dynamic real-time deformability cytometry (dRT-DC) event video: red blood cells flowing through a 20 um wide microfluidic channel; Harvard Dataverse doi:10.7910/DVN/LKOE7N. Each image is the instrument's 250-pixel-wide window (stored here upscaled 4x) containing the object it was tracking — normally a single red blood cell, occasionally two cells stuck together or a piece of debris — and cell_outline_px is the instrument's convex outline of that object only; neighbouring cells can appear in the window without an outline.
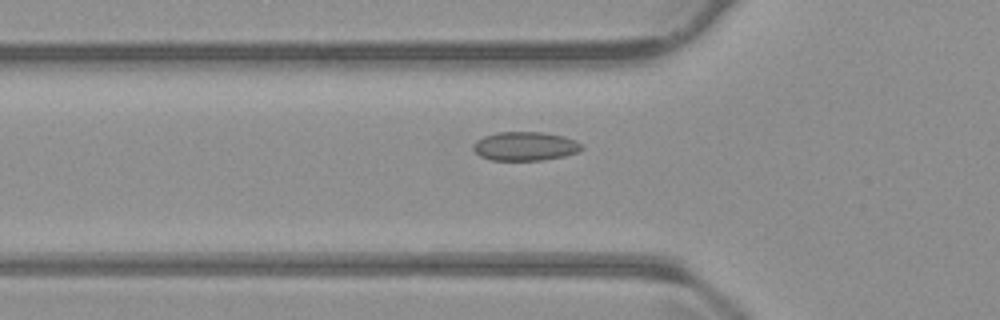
{"species": "common noctule bat (a hibernating species)", "species_latin": "Nyctalus noctula", "temperature_condition": "warm", "stored_images_in_passage": 40, "camera_frame_rate_fps": 3000, "um_per_image_px": 0.085, "animal": {"sex": "male", "body_mass_g": 23.1, "forearm_length_mm": 52.7}, "frame": {"image": 1, "passage_image": 7, "time_ms": 2.0, "image_size_px": [1000, 320], "cell_outline_px": [[584, 148], [576, 152], [564, 156], [544, 160], [492, 160], [480, 156], [472, 148], [472, 144], [476, 140], [484, 136], [496, 132], [544, 132], [564, 136], [576, 140], [584, 144]], "centroid_in_image_um": [44.65, 12.42], "position_along_channel_um": 81.2, "area_um2": 18.44}}
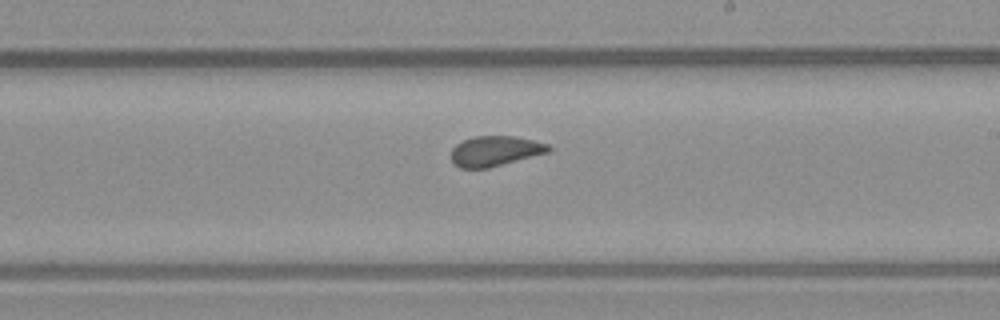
{"frame": {"image": 2, "passage_image": 20, "time_ms": 6.333, "image_size_px": [1000, 320], "cell_outline_px": [[552, 148], [548, 152], [488, 168], [460, 168], [452, 164], [452, 148], [456, 144], [464, 140], [476, 136], [516, 136], [548, 144]], "centroid_in_image_um": [42.06, 12.84], "position_along_channel_um": 246.9, "area_um2": 16.99}}
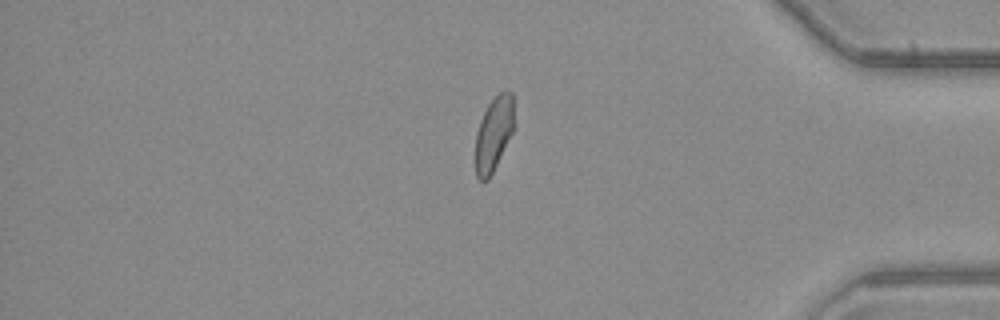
{"frame": {"image": 3, "passage_image": 34, "time_ms": 11.0, "image_size_px": [1000, 320], "cell_outline_px": [[512, 132], [488, 180], [480, 180], [476, 176], [476, 132], [480, 120], [488, 104], [504, 88], [508, 88], [512, 92]], "centroid_in_image_um": [41.94, 11.33], "position_along_channel_um": 393.3, "area_um2": 16.24}, "authors_computed_cell_mechanics": {"area_um2": 17.8313, "velocity_mm_per_s": 3.8029, "shape_relaxation_time_tau1_ms": null, "shape_relaxation_time_tau2_ms": 1.7798, "deformation_change_tau1": null, "deformation_change_tau2": 0.063}}